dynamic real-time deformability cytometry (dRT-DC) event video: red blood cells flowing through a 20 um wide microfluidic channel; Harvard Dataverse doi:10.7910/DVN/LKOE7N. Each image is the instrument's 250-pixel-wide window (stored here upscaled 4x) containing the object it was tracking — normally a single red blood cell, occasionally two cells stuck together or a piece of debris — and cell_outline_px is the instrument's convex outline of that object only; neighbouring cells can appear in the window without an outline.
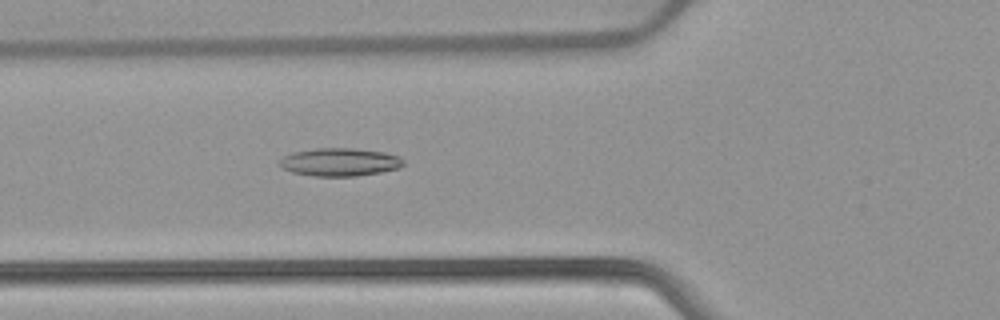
{"species": "common noctule bat (a hibernating species)", "species_latin": "Nyctalus noctula", "temperature_condition": "warm", "stored_images_in_passage": 42, "camera_frame_rate_fps": 3000, "um_per_image_px": 0.085, "animal": {"sex": "female", "body_mass_g": 22.7, "forearm_length_mm": 54.2}, "frame": {"image": 1, "passage_image": 9, "time_ms": 2.667, "image_size_px": [1000, 320], "cell_outline_px": [[404, 164], [400, 168], [380, 172], [356, 176], [312, 176], [292, 172], [284, 168], [280, 164], [280, 160], [284, 156], [292, 152], [316, 148], [356, 148], [384, 152], [400, 156], [404, 160]], "centroid_in_image_um": [28.92, 13.77], "position_along_channel_um": 96.9, "area_um2": 20.29}}
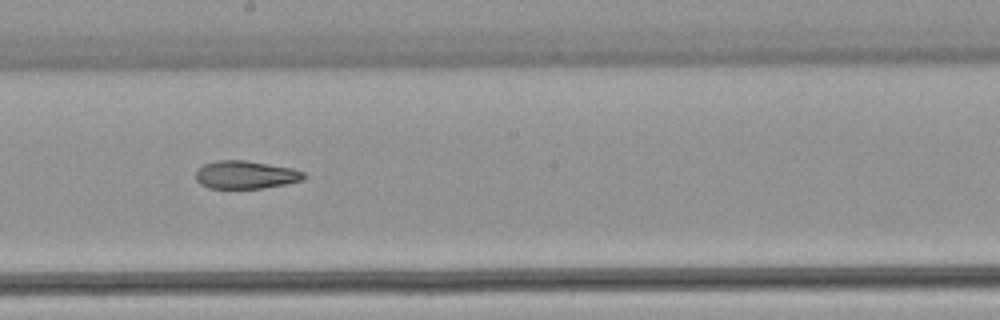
{"frame": {"image": 2, "passage_image": 19, "time_ms": 6.0, "image_size_px": [1000, 320], "cell_outline_px": [[308, 176], [304, 180], [264, 188], [208, 188], [200, 184], [196, 180], [196, 168], [204, 164], [216, 160], [244, 160], [292, 168], [304, 172]], "centroid_in_image_um": [20.87, 14.85], "position_along_channel_um": 227.3, "area_um2": 17.74}}
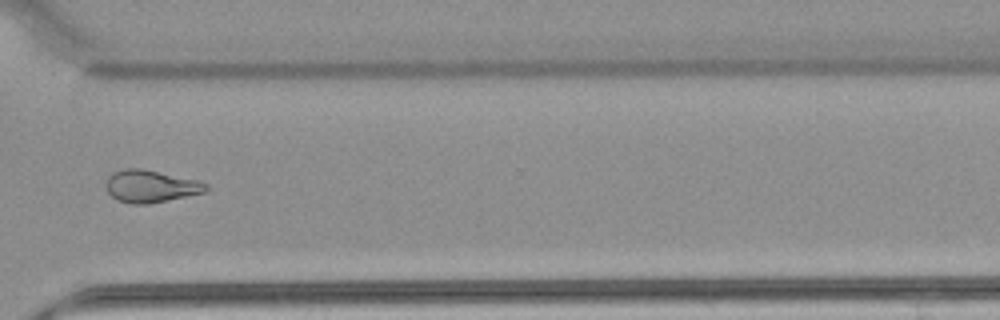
{"frame": {"image": 3, "passage_image": 29, "time_ms": 9.333, "image_size_px": [1000, 320], "cell_outline_px": [[208, 188], [204, 192], [168, 200], [148, 204], [132, 204], [116, 200], [108, 192], [104, 184], [108, 176], [112, 172], [124, 168], [144, 168], [200, 180], [208, 184]], "centroid_in_image_um": [12.79, 15.81], "position_along_channel_um": 357.8, "area_um2": 19.19}, "authors_computed_cell_mechanics": {"area_um2": 19.1607, "velocity_mm_per_s": 3.9024, "shape_relaxation_time_tau1_ms": null, "shape_relaxation_time_tau2_ms": 3.6948, "deformation_change_tau1": null, "deformation_change_tau2": 0.1248}}